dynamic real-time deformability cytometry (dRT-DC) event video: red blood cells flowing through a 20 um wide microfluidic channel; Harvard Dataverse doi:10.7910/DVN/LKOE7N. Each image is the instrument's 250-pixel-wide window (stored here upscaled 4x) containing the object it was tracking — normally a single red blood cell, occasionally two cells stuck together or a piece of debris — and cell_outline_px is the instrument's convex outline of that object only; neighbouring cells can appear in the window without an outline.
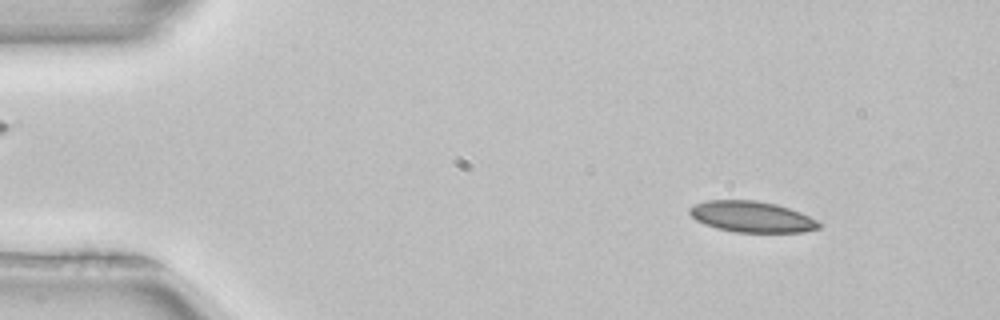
{"species": "common noctule bat (a hibernating species)", "species_latin": "Nyctalus noctula", "temperature_condition": "room temperature", "stored_images_in_passage": 51, "camera_frame_rate_fps": 3000, "um_per_image_px": 0.085, "animal": {"sex": "female", "body_mass_g": 22.7, "forearm_length_mm": 54.2}, "frame": {"image": 1, "passage_image": 6, "time_ms": 1.667, "image_size_px": [1000, 320], "cell_outline_px": [[820, 228], [804, 232], [736, 232], [716, 228], [704, 224], [696, 220], [688, 212], [688, 208], [692, 204], [708, 200], [756, 200], [776, 204], [800, 212], [816, 220], [820, 224]], "centroid_in_image_um": [63.86, 18.42], "position_along_channel_um": 21.1, "area_um2": 23.41}}
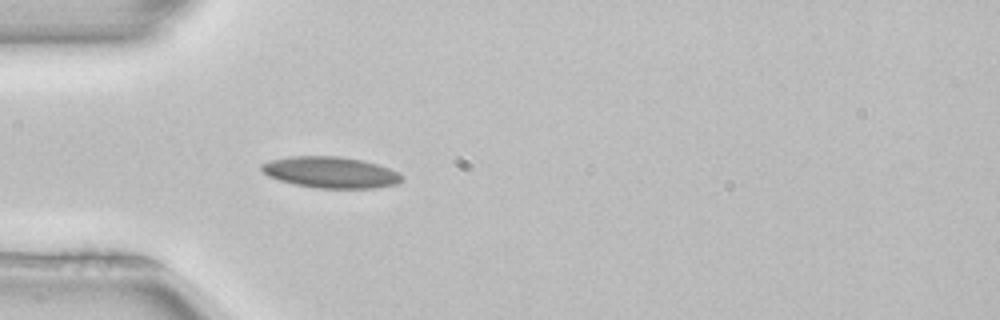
{"frame": {"image": 2, "passage_image": 15, "time_ms": 4.667, "image_size_px": [1000, 320], "cell_outline_px": [[404, 180], [400, 184], [376, 188], [316, 188], [292, 184], [268, 176], [260, 168], [260, 164], [268, 160], [288, 156], [340, 156], [364, 160], [400, 172], [404, 176]], "centroid_in_image_um": [28.13, 14.65], "position_along_channel_um": 56.9, "area_um2": 26.01}, "authors_computed_cell_mechanics": {"area_um2": 23.1778, "velocity_mm_per_s": 3.9515, "shape_relaxation_time_tau1_ms": null, "shape_relaxation_time_tau2_ms": 6.3387, "deformation_change_tau1": null, "deformation_change_tau2": 0.1282}}